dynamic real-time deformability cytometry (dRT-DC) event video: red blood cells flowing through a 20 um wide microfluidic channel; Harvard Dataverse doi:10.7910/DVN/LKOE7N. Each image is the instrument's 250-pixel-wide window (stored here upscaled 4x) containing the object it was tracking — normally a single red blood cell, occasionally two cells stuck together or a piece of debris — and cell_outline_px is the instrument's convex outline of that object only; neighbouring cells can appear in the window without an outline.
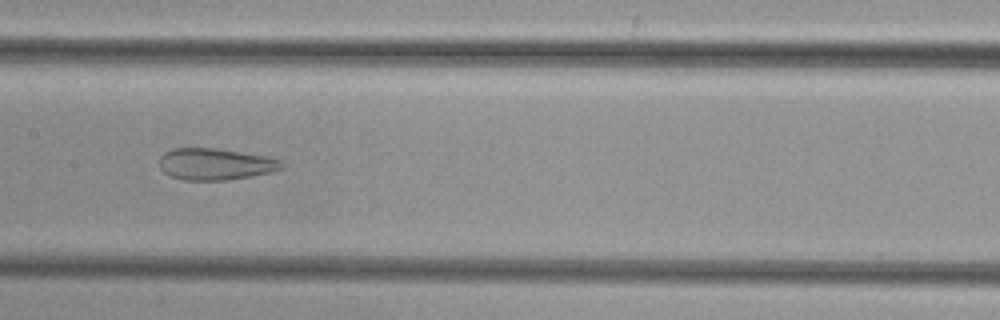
{"species": "common noctule bat (a hibernating species)", "species_latin": "Nyctalus noctula", "temperature_condition": "cold", "stored_images_in_passage": 44, "camera_frame_rate_fps": 3000, "um_per_image_px": 0.085, "animal": {"sex": "female", "body_mass_g": 29.2, "forearm_length_mm": 56.3}, "frame": {"image": 1, "passage_image": 19, "time_ms": 6.0, "image_size_px": [1000, 320], "cell_outline_px": [[284, 168], [272, 172], [252, 176], [228, 180], [180, 180], [168, 176], [160, 168], [160, 156], [164, 152], [172, 148], [216, 148], [268, 156], [280, 160], [284, 164]], "centroid_in_image_um": [18.3, 13.95], "position_along_channel_um": 189.1, "area_um2": 22.89}}
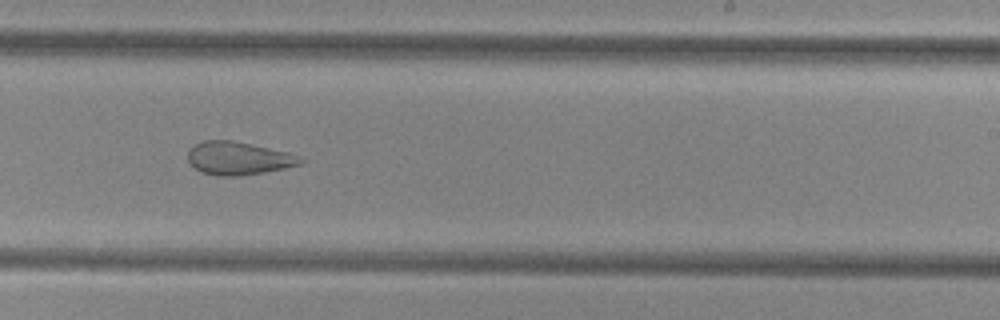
{"frame": {"image": 2, "passage_image": 25, "time_ms": 8.0, "image_size_px": [1000, 320], "cell_outline_px": [[308, 160], [300, 164], [284, 168], [264, 172], [240, 176], [216, 176], [204, 172], [196, 168], [188, 160], [188, 148], [192, 144], [204, 140], [232, 140], [292, 152]], "centroid_in_image_um": [20.3, 13.44], "position_along_channel_um": 268.7, "area_um2": 22.02}}
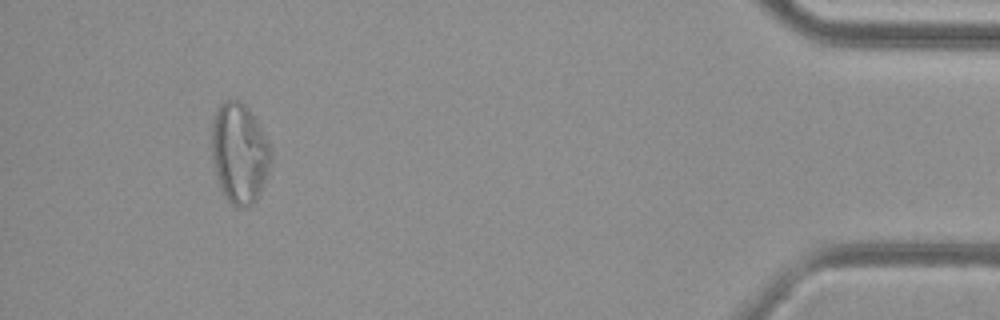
{"frame": {"image": 3, "passage_image": 41, "time_ms": 13.333, "image_size_px": [1000, 320], "cell_outline_px": [[272, 164], [264, 184], [256, 200], [248, 208], [240, 208], [232, 204], [224, 196], [220, 188], [216, 176], [212, 160], [212, 120], [216, 108], [224, 100], [240, 100], [248, 108], [256, 120], [272, 148]], "centroid_in_image_um": [20.36, 13.03], "position_along_channel_um": 414.8, "area_um2": 35.14}}